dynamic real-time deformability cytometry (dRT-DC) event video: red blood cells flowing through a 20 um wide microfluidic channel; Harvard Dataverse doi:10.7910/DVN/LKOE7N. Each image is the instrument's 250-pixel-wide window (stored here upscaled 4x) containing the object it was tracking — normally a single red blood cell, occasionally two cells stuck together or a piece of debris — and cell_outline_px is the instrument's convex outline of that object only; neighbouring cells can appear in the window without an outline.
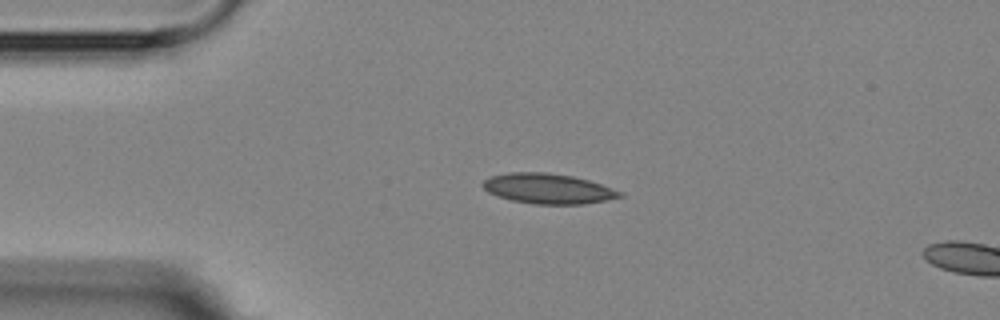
{"species": "Egyptian fruit bat (a non-hibernating species)", "species_latin": "Rousettus aegyptiacus", "temperature_condition": "room temperature", "stored_images_in_passage": 2, "camera_frame_rate_fps": 3000, "um_per_image_px": 0.085, "animal": {"sex": "female"}, "frame": {"image": 1, "passage_image": 1, "time_ms": 0.0, "image_size_px": [1000, 320], "cell_outline_px": [[624, 196], [608, 200], [584, 204], [532, 204], [512, 200], [496, 196], [488, 192], [480, 184], [484, 180], [492, 176], [512, 172], [544, 172], [572, 176], [588, 180], [624, 192]], "centroid_in_image_um": [46.59, 16.04], "position_along_channel_um": 38.4, "area_um2": 24.1}}